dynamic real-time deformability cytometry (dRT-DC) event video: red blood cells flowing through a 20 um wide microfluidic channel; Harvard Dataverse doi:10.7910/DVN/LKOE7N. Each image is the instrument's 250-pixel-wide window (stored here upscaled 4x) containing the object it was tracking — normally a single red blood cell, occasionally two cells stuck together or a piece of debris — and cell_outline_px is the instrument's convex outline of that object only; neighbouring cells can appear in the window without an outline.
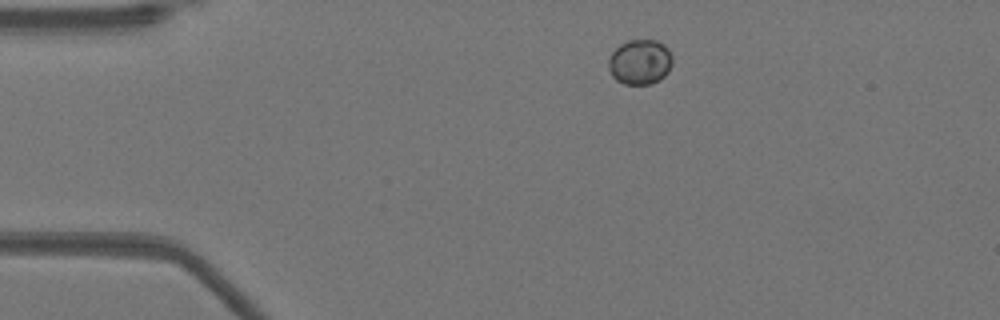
{"species": "Egyptian fruit bat (a non-hibernating species)", "species_latin": "Rousettus aegyptiacus", "temperature_condition": "warm", "stored_images_in_passage": 17, "camera_frame_rate_fps": 3000, "um_per_image_px": 0.085, "animal": {"sex": "female"}, "frame": {"image": 1, "passage_image": 1, "time_ms": 0.0, "image_size_px": [1000, 320], "cell_outline_px": [[672, 64], [668, 72], [660, 80], [652, 84], [624, 84], [616, 80], [612, 76], [608, 68], [608, 60], [612, 52], [620, 44], [628, 40], [656, 40], [664, 44], [668, 48], [672, 56]], "centroid_in_image_um": [54.4, 5.27], "position_along_channel_um": 30.6, "area_um2": 16.99}}
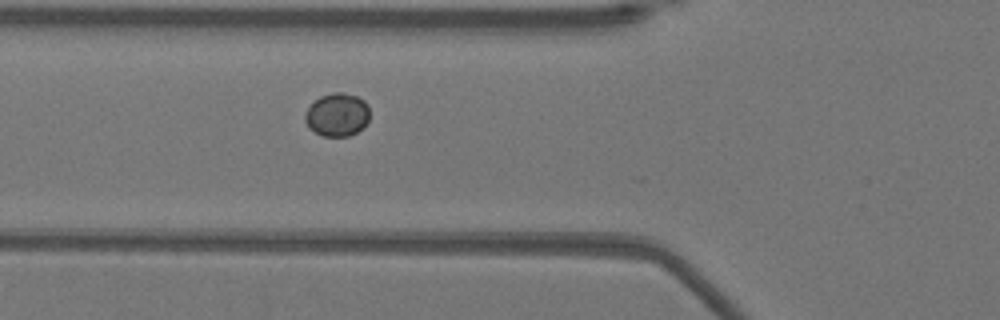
{"frame": {"image": 2, "passage_image": 10, "time_ms": 3.0, "image_size_px": [1000, 320], "cell_outline_px": [[368, 120], [364, 128], [348, 136], [324, 136], [308, 128], [304, 120], [304, 116], [308, 108], [320, 96], [332, 92], [344, 92], [356, 96], [364, 100], [368, 104]], "centroid_in_image_um": [28.66, 9.75], "position_along_channel_um": 97.1, "area_um2": 16.3}}
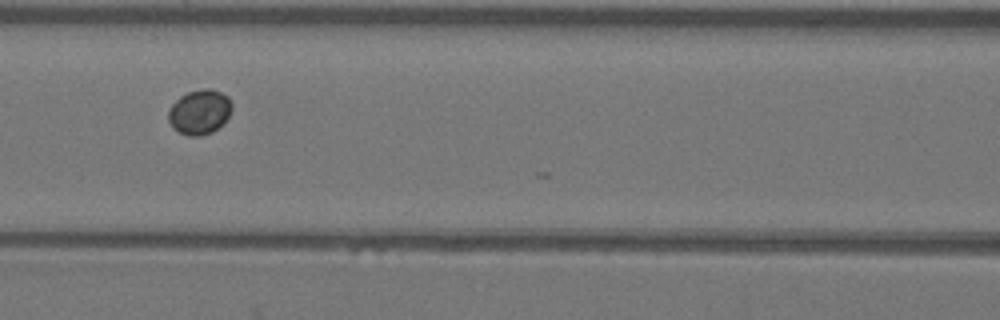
{"frame": {"image": 3, "passage_image": 14, "time_ms": 4.333, "image_size_px": [1000, 320], "cell_outline_px": [[232, 108], [224, 124], [212, 132], [200, 136], [188, 136], [172, 128], [168, 120], [168, 108], [180, 96], [188, 92], [204, 88], [212, 88], [228, 96], [232, 104]], "centroid_in_image_um": [16.96, 9.52], "position_along_channel_um": 149.6, "area_um2": 16.76}}